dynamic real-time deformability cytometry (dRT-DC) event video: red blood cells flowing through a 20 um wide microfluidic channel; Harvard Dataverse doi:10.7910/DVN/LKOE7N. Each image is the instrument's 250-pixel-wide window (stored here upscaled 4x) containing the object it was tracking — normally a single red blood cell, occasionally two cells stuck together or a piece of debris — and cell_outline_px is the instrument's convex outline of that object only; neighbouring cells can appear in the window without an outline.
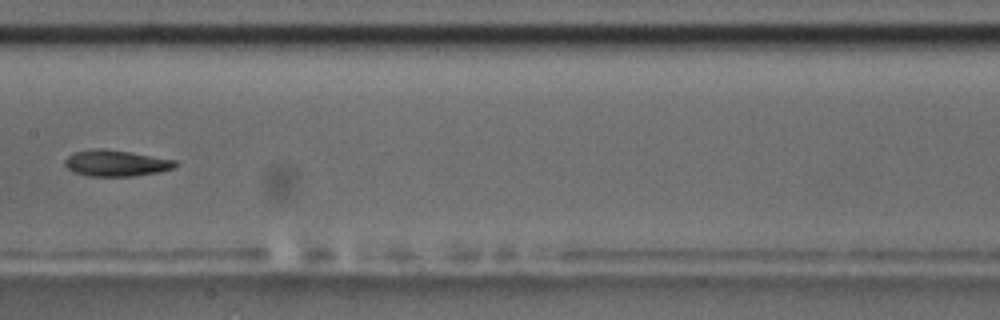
{"species": "common noctule bat (a hibernating species)", "species_latin": "Nyctalus noctula", "temperature_condition": "room temperature", "stored_images_in_passage": 8, "camera_frame_rate_fps": 3000, "um_per_image_px": 0.085, "animal": {"sex": "male", "body_mass_g": 17.5, "forearm_length_mm": 52.3}, "frame": {"image": 1, "passage_image": 8, "time_ms": 8.0, "image_size_px": [1000, 320], "cell_outline_px": [[176, 164], [172, 168], [160, 172], [132, 176], [88, 176], [72, 172], [64, 164], [64, 160], [72, 152], [92, 148], [96, 148], [128, 152], [176, 160]], "centroid_in_image_um": [9.79, 13.87], "position_along_channel_um": 197.6, "area_um2": 16.76}}